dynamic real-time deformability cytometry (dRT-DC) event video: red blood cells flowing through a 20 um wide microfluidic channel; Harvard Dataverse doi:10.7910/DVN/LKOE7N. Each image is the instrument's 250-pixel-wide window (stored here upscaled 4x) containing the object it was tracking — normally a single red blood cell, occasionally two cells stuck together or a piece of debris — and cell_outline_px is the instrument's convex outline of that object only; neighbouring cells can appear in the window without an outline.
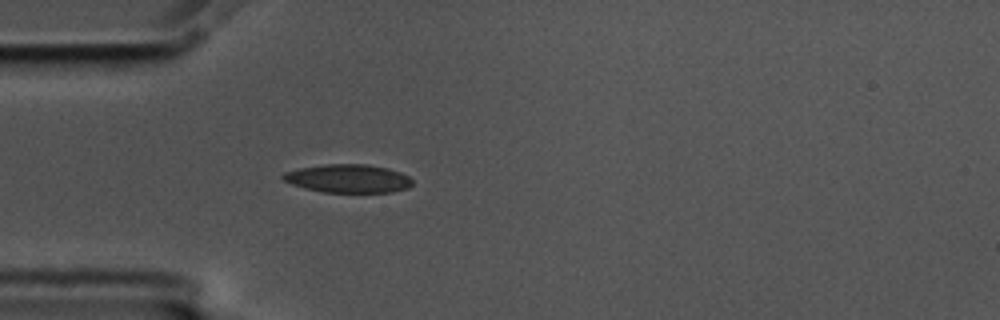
{"species": "common noctule bat (a hibernating species)", "species_latin": "Nyctalus noctula", "temperature_condition": "cold", "stored_images_in_passage": 3, "camera_frame_rate_fps": 3000, "um_per_image_px": 0.085, "animal": {"sex": "male", "body_mass_g": 17.5, "forearm_length_mm": 52.3}, "frame": {"image": 1, "passage_image": 3, "time_ms": 0.667, "image_size_px": [1000, 320], "cell_outline_px": [[412, 184], [408, 188], [392, 192], [324, 192], [304, 188], [292, 184], [284, 180], [280, 176], [284, 172], [300, 168], [324, 164], [368, 164], [388, 168], [400, 172], [408, 176], [412, 180]], "centroid_in_image_um": [29.59, 15.17], "position_along_channel_um": 55.4, "area_um2": 21.39}}